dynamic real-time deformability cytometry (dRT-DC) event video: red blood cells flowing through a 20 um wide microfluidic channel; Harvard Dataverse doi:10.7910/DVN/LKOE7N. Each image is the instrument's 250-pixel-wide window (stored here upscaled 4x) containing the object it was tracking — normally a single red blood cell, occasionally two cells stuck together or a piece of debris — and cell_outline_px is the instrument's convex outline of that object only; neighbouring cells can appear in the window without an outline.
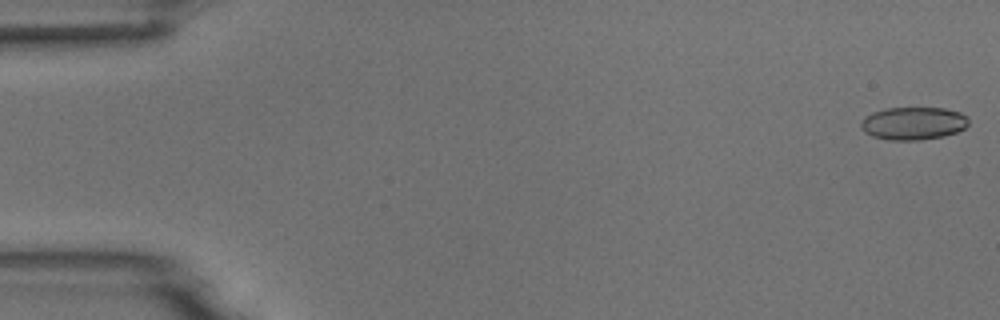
{"species": "common noctule bat (a hibernating species)", "species_latin": "Nyctalus noctula", "temperature_condition": "room temperature", "stored_images_in_passage": 5, "camera_frame_rate_fps": 3000, "um_per_image_px": 0.085, "animal": {"sex": "male", "body_mass_g": 18.8}, "frame": {"image": 1, "passage_image": 1, "time_ms": 0.0, "image_size_px": [1000, 320], "cell_outline_px": [[968, 124], [964, 128], [956, 132], [944, 136], [920, 140], [888, 140], [872, 136], [864, 132], [860, 128], [860, 120], [864, 116], [872, 112], [884, 108], [944, 108], [960, 112], [968, 116]], "centroid_in_image_um": [77.59, 10.48], "position_along_channel_um": 7.4, "area_um2": 20.87}}
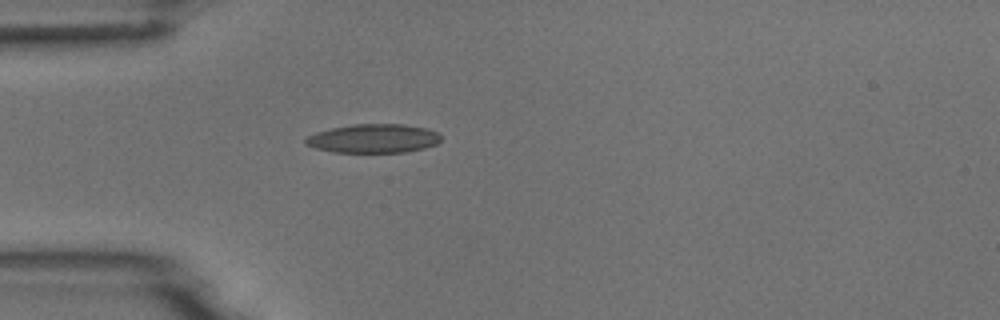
{"frame": {"image": 2, "passage_image": 5, "time_ms": 4.667, "image_size_px": [1000, 320], "cell_outline_px": [[440, 140], [436, 144], [424, 148], [404, 152], [332, 152], [316, 148], [304, 144], [304, 140], [308, 136], [316, 132], [332, 128], [352, 124], [404, 124], [428, 128], [436, 132], [440, 136]], "centroid_in_image_um": [31.73, 11.77], "position_along_channel_um": 53.3, "area_um2": 22.72}}